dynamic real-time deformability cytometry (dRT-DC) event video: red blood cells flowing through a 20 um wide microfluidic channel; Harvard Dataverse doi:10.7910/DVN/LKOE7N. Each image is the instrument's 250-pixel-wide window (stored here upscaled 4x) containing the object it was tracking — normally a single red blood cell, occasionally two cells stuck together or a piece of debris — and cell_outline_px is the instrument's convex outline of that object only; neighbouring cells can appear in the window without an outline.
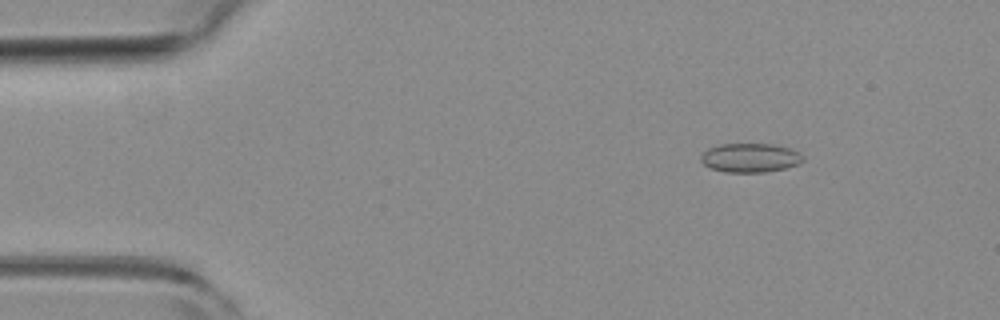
{"species": "common noctule bat (a hibernating species)", "species_latin": "Nyctalus noctula", "temperature_condition": "room temperature", "stored_images_in_passage": 4, "camera_frame_rate_fps": 3000, "um_per_image_px": 0.085, "animal": {"sex": "female", "body_mass_g": 19.3, "forearm_length_mm": 54.1}, "frame": {"image": 1, "passage_image": 2, "time_ms": 0.333, "image_size_px": [1000, 320], "cell_outline_px": [[804, 160], [800, 164], [784, 168], [764, 172], [724, 172], [708, 168], [700, 160], [700, 156], [708, 148], [720, 144], [772, 144], [788, 148], [800, 152], [804, 156]], "centroid_in_image_um": [63.76, 13.41], "position_along_channel_um": 21.2, "area_um2": 17.4}}